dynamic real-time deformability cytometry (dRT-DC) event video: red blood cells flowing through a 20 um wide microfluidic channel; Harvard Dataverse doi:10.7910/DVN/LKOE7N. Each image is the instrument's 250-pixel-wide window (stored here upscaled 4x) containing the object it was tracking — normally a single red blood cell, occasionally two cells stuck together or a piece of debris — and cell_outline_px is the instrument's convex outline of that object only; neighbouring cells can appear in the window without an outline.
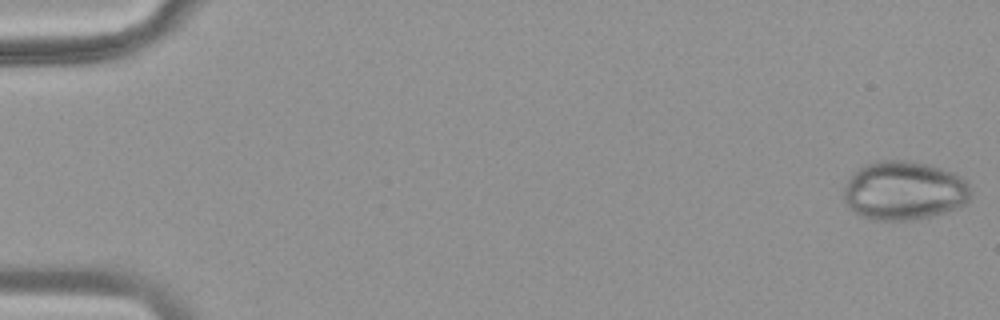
{"species": "common noctule bat (a hibernating species)", "species_latin": "Nyctalus noctula", "temperature_condition": "warm", "stored_images_in_passage": 50, "camera_frame_rate_fps": 3000, "um_per_image_px": 0.085, "animal": {"sex": "female", "body_mass_g": 18.4}, "frame": {"image": 1, "passage_image": 1, "time_ms": 0.0, "image_size_px": [1000, 320], "cell_outline_px": [[972, 192], [968, 200], [964, 204], [956, 208], [932, 216], [908, 220], [872, 220], [860, 216], [844, 200], [844, 188], [848, 180], [856, 168], [864, 164], [876, 160], [908, 160], [928, 164], [952, 172], [968, 180]], "centroid_in_image_um": [76.85, 16.18], "position_along_channel_um": 8.1, "area_um2": 43.87}}
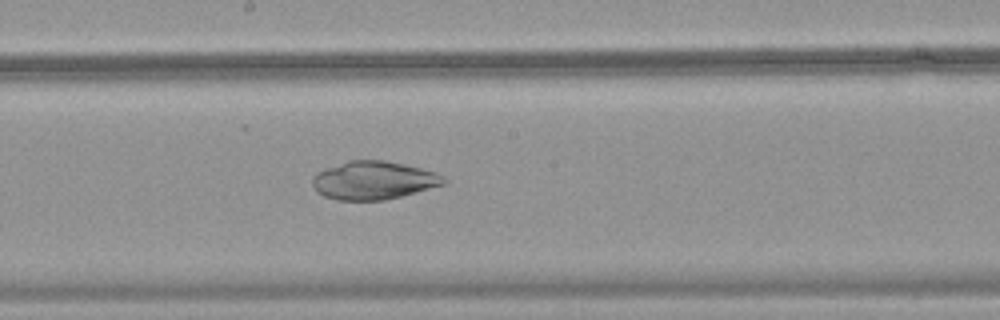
{"frame": {"image": 2, "passage_image": 28, "time_ms": 9.0, "image_size_px": [1000, 320], "cell_outline_px": [[448, 180], [444, 184], [416, 192], [384, 200], [336, 200], [324, 196], [316, 192], [312, 184], [312, 180], [316, 172], [324, 168], [348, 160], [384, 160], [404, 164], [436, 172], [444, 176]], "centroid_in_image_um": [31.73, 15.32], "position_along_channel_um": 216.5, "area_um2": 29.36}}
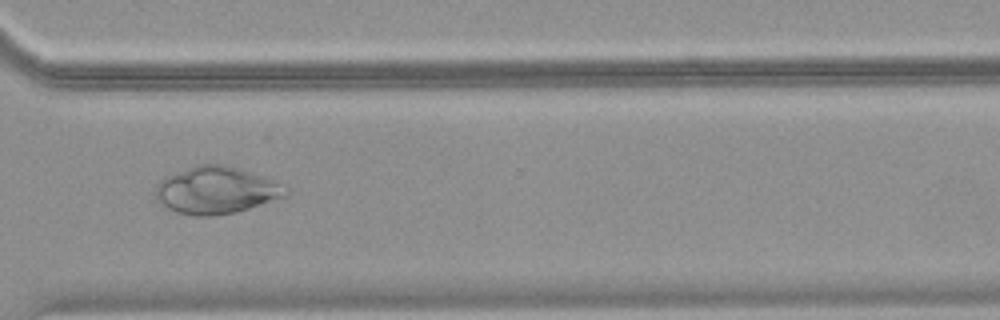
{"frame": {"image": 3, "passage_image": 38, "time_ms": 12.333, "image_size_px": [1000, 320], "cell_outline_px": [[288, 196], [236, 212], [208, 216], [192, 216], [176, 212], [168, 208], [156, 196], [156, 184], [160, 180], [176, 172], [196, 164], [224, 164], [264, 176], [284, 184], [288, 188]], "centroid_in_image_um": [18.42, 16.17], "position_along_channel_um": 352.2, "area_um2": 35.72}}